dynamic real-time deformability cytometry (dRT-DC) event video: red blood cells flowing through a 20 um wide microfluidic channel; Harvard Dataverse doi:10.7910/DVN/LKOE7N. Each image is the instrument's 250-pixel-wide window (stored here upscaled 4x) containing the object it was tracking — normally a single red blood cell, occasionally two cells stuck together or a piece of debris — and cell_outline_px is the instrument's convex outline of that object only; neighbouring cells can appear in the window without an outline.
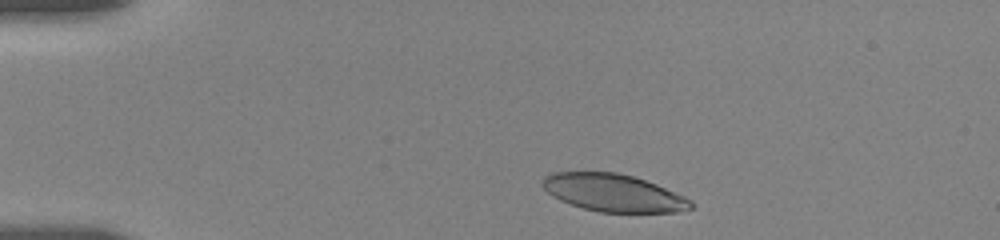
{"species": "human", "species_latin": "Homo sapiens", "temperature_condition": "room temperature", "stored_images_in_passage": 40, "camera_frame_rate_fps": 3000, "um_per_image_px": 0.085, "donor": {"sex": "female"}, "frame": {"image": 1, "passage_image": 3, "time_ms": 0.667, "image_size_px": [1000, 240], "cell_outline_px": [[692, 208], [676, 212], [600, 212], [584, 208], [560, 200], [552, 196], [540, 184], [540, 180], [544, 176], [552, 172], [616, 172], [632, 176], [656, 184], [684, 196], [692, 200]], "centroid_in_image_um": [52.1, 16.38], "position_along_channel_um": 32.9, "area_um2": 32.31}}
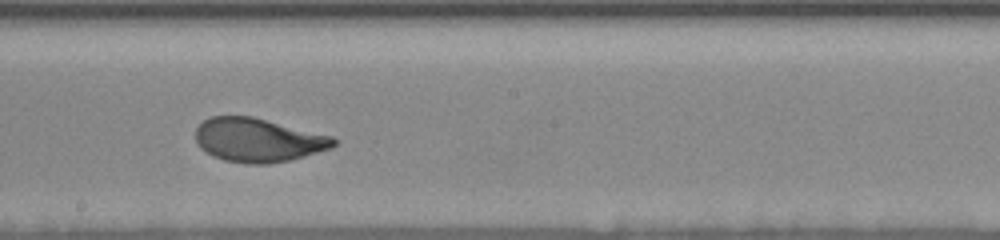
{"frame": {"image": 2, "passage_image": 24, "time_ms": 7.667, "image_size_px": [1000, 240], "cell_outline_px": [[336, 144], [332, 148], [304, 156], [288, 160], [268, 164], [248, 164], [224, 160], [212, 156], [200, 148], [196, 140], [196, 128], [204, 120], [212, 116], [252, 116], [332, 136], [336, 140]], "centroid_in_image_um": [21.92, 11.91], "position_along_channel_um": 226.3, "area_um2": 35.14}}
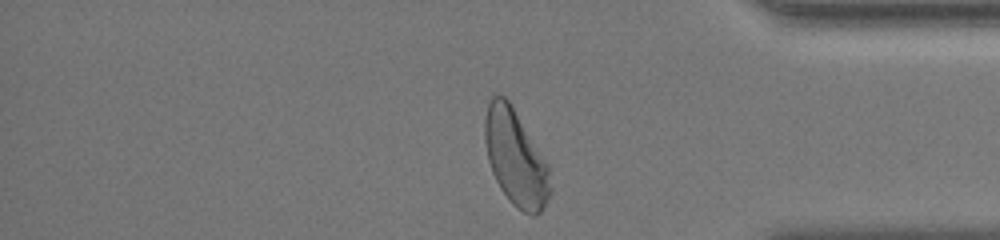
{"frame": {"image": 3, "passage_image": 39, "time_ms": 12.667, "image_size_px": [1000, 240], "cell_outline_px": [[552, 192], [540, 212], [536, 216], [532, 216], [516, 208], [508, 200], [500, 188], [492, 172], [488, 160], [484, 140], [484, 120], [488, 104], [492, 96], [496, 92], [504, 96], [508, 100], [548, 164], [552, 188]], "centroid_in_image_um": [43.82, 13.44], "position_along_channel_um": 391.4, "area_um2": 36.65}, "authors_computed_cell_mechanics": {"area_um2": 35.547, "velocity_mm_per_s": 3.5921, "shape_relaxation_time_tau1_ms": 2.913, "shape_relaxation_time_tau2_ms": null, "deformation_change_tau1": 0.1663, "deformation_change_tau2": null}}